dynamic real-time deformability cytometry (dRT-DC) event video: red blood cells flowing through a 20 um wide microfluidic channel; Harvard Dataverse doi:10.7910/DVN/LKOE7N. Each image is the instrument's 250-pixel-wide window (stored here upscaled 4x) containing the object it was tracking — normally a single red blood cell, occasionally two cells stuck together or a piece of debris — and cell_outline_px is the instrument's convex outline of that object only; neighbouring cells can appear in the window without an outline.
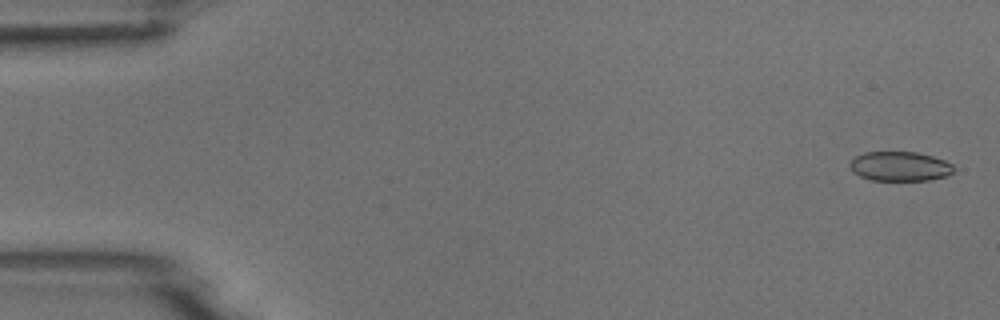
{"species": "common noctule bat (a hibernating species)", "species_latin": "Nyctalus noctula", "temperature_condition": "room temperature", "stored_images_in_passage": 5, "camera_frame_rate_fps": 3000, "um_per_image_px": 0.085, "animal": {"sex": "male", "body_mass_g": 18.8}, "frame": {"image": 1, "passage_image": 1, "time_ms": 0.0, "image_size_px": [1000, 320], "cell_outline_px": [[952, 172], [948, 176], [928, 180], [872, 180], [860, 176], [852, 172], [848, 164], [856, 156], [864, 152], [916, 152], [932, 156], [944, 160], [952, 164]], "centroid_in_image_um": [76.46, 14.14], "position_along_channel_um": 8.5, "area_um2": 17.8}}
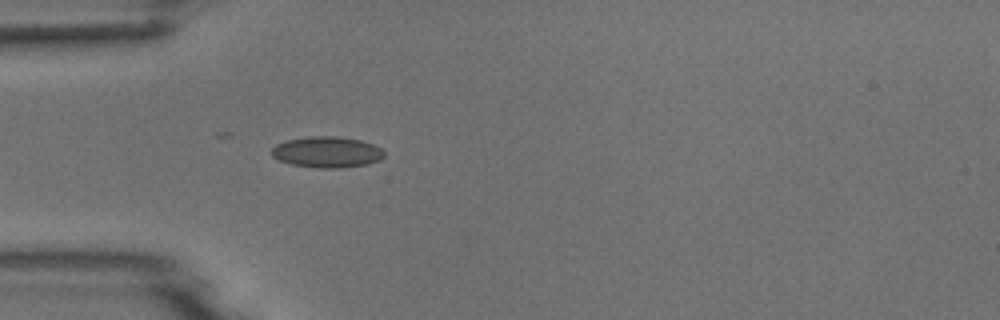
{"frame": {"image": 2, "passage_image": 5, "time_ms": 4.667, "image_size_px": [1000, 320], "cell_outline_px": [[384, 156], [380, 160], [368, 164], [340, 168], [316, 168], [292, 164], [280, 160], [272, 156], [272, 148], [276, 144], [288, 140], [312, 136], [340, 136], [360, 140], [372, 144], [380, 148], [384, 152]], "centroid_in_image_um": [27.81, 12.93], "position_along_channel_um": 57.2, "area_um2": 20.29}}